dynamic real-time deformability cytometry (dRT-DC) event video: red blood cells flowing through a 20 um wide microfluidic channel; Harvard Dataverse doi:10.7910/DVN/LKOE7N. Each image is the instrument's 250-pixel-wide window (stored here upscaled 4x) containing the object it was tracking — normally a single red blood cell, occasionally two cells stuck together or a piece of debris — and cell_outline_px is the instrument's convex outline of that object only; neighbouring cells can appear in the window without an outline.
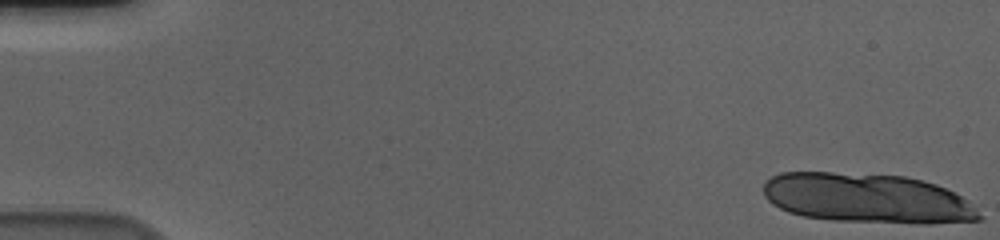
{"species": "human", "species_latin": "Homo sapiens", "temperature_condition": "cold", "stored_images_in_passage": 17, "camera_frame_rate_fps": 3000, "um_per_image_px": 0.085, "donor": {"sex": "male"}, "frame": {"image": 1, "passage_image": 1, "time_ms": 0.0, "image_size_px": [1000, 240], "cell_outline_px": [[984, 216], [980, 220], [928, 224], [924, 224], [836, 220], [804, 216], [788, 212], [772, 204], [764, 196], [764, 184], [772, 176], [780, 172], [832, 172], [904, 176], [924, 180], [936, 184], [968, 200]], "centroid_in_image_um": [73.73, 16.85], "position_along_channel_um": 11.3, "area_um2": 62.54}}